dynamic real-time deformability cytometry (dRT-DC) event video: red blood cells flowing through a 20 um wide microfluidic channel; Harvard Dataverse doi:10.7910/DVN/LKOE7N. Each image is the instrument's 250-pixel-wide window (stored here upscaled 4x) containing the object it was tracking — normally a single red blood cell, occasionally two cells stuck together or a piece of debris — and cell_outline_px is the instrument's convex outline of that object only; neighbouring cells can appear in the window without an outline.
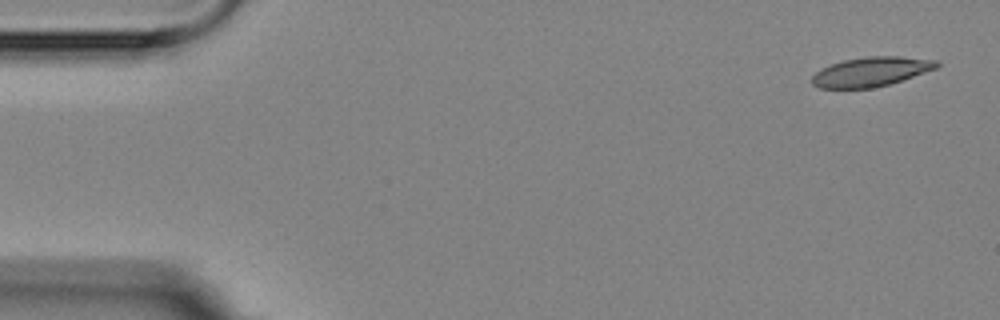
{"species": "Egyptian fruit bat (a non-hibernating species)", "species_latin": "Rousettus aegyptiacus", "temperature_condition": "room temperature", "stored_images_in_passage": 4, "camera_frame_rate_fps": 3000, "um_per_image_px": 0.085, "animal": {"sex": "female"}, "frame": {"image": 1, "passage_image": 1, "time_ms": 0.0, "image_size_px": [1000, 320], "cell_outline_px": [[940, 64], [936, 68], [888, 84], [872, 88], [820, 88], [812, 84], [812, 76], [820, 68], [844, 60], [868, 56], [900, 56], [936, 60]], "centroid_in_image_um": [74.0, 6.09], "position_along_channel_um": 11.0, "area_um2": 21.1}}
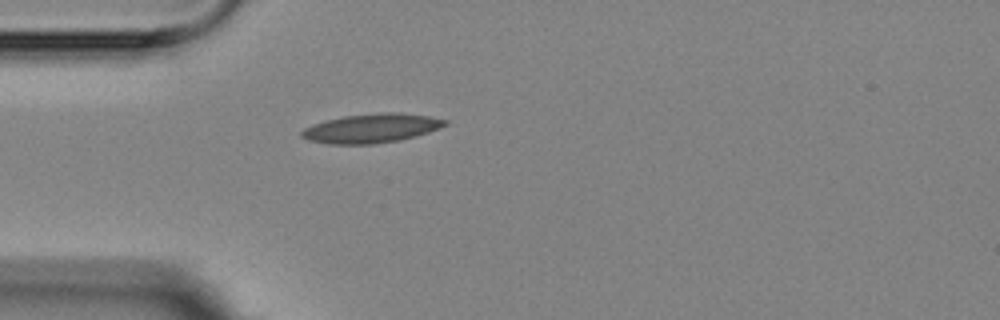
{"frame": {"image": 2, "passage_image": 4, "time_ms": 4.333, "image_size_px": [1000, 320], "cell_outline_px": [[448, 124], [440, 128], [416, 136], [400, 140], [372, 144], [328, 144], [308, 140], [300, 136], [300, 132], [304, 128], [312, 124], [324, 120], [344, 116], [376, 112], [400, 112], [428, 116], [448, 120]], "centroid_in_image_um": [31.56, 10.89], "position_along_channel_um": 53.4, "area_um2": 24.57}}